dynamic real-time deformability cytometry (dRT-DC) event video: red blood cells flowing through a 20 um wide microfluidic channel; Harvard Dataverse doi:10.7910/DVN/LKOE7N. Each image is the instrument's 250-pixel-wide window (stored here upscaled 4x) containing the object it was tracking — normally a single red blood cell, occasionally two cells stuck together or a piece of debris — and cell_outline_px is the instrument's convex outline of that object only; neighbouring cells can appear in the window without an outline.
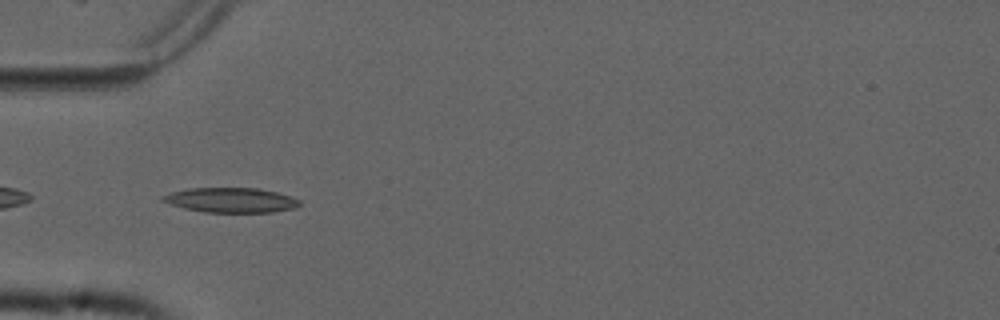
{"species": "common noctule bat (a hibernating species)", "species_latin": "Nyctalus noctula", "temperature_condition": "cold", "stored_images_in_passage": 32, "camera_frame_rate_fps": 3000, "um_per_image_px": 0.085, "animal": {"sex": "male", "forearm_length_mm": 52.5}, "frame": {"image": 1, "passage_image": 2, "time_ms": 0.333, "image_size_px": [1000, 320], "cell_outline_px": [[300, 204], [292, 208], [272, 212], [204, 212], [184, 208], [160, 200], [160, 196], [172, 192], [188, 188], [260, 188], [276, 192], [300, 200]], "centroid_in_image_um": [19.59, 17.0], "position_along_channel_um": 65.4, "area_um2": 19.59}}
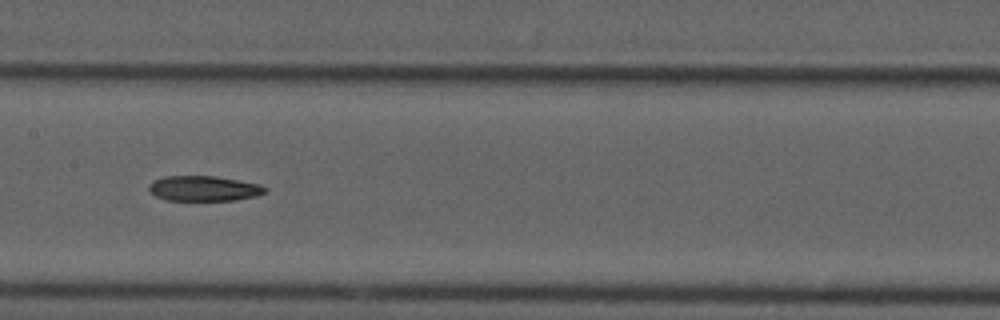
{"frame": {"image": 2, "passage_image": 12, "time_ms": 3.667, "image_size_px": [1000, 320], "cell_outline_px": [[268, 188], [264, 192], [256, 196], [232, 200], [164, 200], [148, 192], [148, 184], [152, 180], [164, 176], [216, 176], [260, 184]], "centroid_in_image_um": [17.26, 16.01], "position_along_channel_um": 190.1, "area_um2": 17.17}}
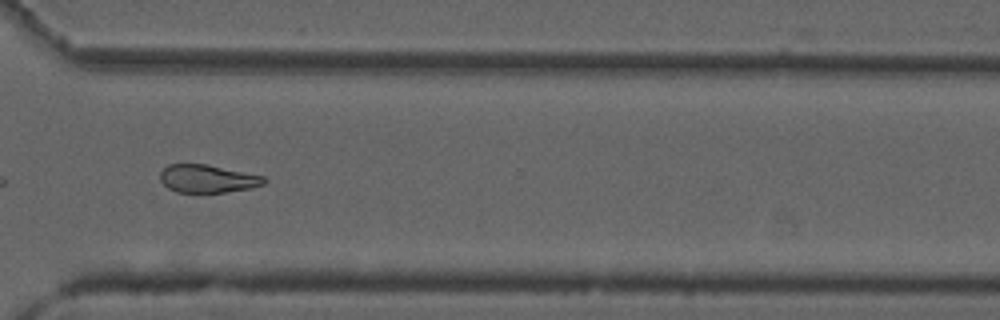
{"frame": {"image": 3, "passage_image": 25, "time_ms": 8.0, "image_size_px": [1000, 320], "cell_outline_px": [[268, 180], [264, 184], [252, 188], [224, 192], [176, 192], [168, 188], [160, 180], [160, 172], [168, 164], [204, 164], [264, 176]], "centroid_in_image_um": [17.64, 15.19], "position_along_channel_um": 353.0, "area_um2": 16.82}, "authors_computed_cell_mechanics": {"area_um2": 17.8891, "velocity_mm_per_s": 3.7722, "shape_relaxation_time_tau1_ms": 8.3304, "shape_relaxation_time_tau2_ms": null, "deformation_change_tau1": 0.1836, "deformation_change_tau2": null}}